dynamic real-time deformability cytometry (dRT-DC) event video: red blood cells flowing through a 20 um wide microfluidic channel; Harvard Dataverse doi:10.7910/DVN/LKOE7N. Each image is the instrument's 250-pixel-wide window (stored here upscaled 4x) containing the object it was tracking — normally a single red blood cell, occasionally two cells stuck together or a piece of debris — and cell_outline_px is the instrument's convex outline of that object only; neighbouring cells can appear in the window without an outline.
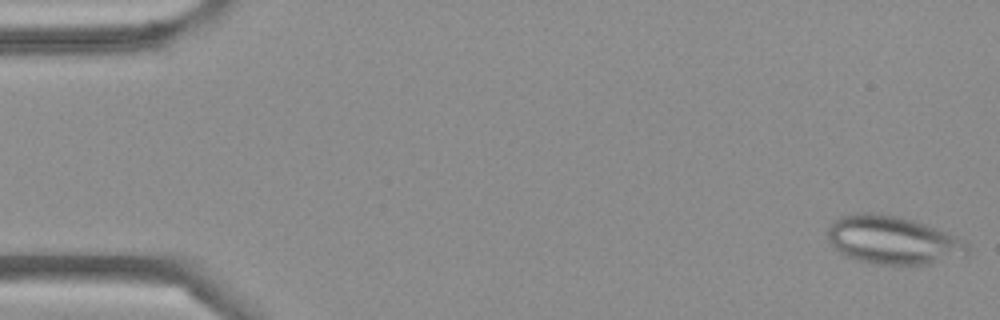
{"species": "Egyptian fruit bat (a non-hibernating species)", "species_latin": "Rousettus aegyptiacus", "temperature_condition": "cold", "stored_images_in_passage": 4, "camera_frame_rate_fps": 3000, "um_per_image_px": 0.085, "frame": {"image": 1, "passage_image": 1, "time_ms": 0.0, "image_size_px": [1000, 320], "cell_outline_px": [[968, 256], [932, 264], [876, 264], [860, 260], [848, 256], [840, 252], [828, 240], [828, 228], [840, 216], [856, 212], [872, 212], [900, 216], [936, 228], [964, 240], [968, 244]], "centroid_in_image_um": [75.93, 20.41], "position_along_channel_um": 9.1, "area_um2": 39.25}}